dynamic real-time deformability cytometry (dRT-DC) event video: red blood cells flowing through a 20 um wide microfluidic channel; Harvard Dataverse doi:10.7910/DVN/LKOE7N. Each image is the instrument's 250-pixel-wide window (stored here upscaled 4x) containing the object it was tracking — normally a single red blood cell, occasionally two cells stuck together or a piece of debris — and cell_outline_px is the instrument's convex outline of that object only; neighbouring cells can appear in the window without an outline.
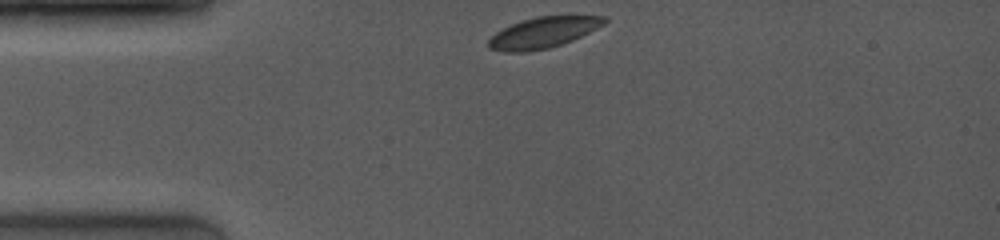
{"species": "common noctule bat (a hibernating species)", "species_latin": "Nyctalus noctula", "temperature_condition": "room temperature", "stored_images_in_passage": 14, "camera_frame_rate_fps": 4000, "um_per_image_px": 0.085, "animal": {"sex": "female", "body_mass_g": 19.0, "forearm_length_mm": 53.3}, "frame": {"image": 1, "passage_image": 1, "time_ms": 0.0, "image_size_px": [1000, 240], "cell_outline_px": [[608, 20], [604, 24], [572, 40], [548, 48], [524, 52], [500, 52], [488, 48], [488, 40], [496, 32], [512, 24], [536, 16], [608, 16]], "centroid_in_image_um": [46.14, 2.77], "position_along_channel_um": 38.9, "area_um2": 20.58}}
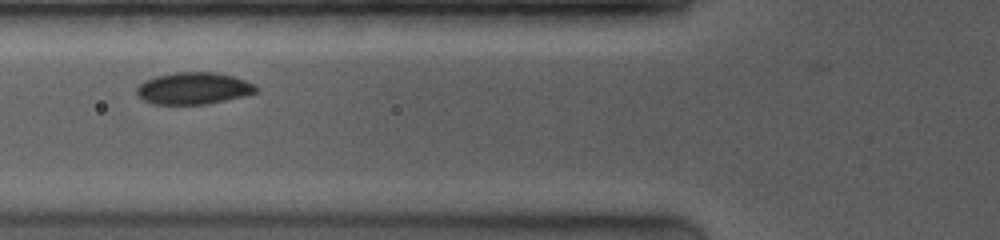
{"frame": {"image": 2, "passage_image": 11, "time_ms": 2.5, "image_size_px": [1000, 240], "cell_outline_px": [[260, 92], [244, 96], [208, 104], [152, 104], [136, 96], [136, 88], [144, 80], [156, 76], [176, 72], [216, 72], [232, 76], [244, 80], [252, 84]], "centroid_in_image_um": [16.42, 7.51], "position_along_channel_um": 109.4, "area_um2": 22.25}}